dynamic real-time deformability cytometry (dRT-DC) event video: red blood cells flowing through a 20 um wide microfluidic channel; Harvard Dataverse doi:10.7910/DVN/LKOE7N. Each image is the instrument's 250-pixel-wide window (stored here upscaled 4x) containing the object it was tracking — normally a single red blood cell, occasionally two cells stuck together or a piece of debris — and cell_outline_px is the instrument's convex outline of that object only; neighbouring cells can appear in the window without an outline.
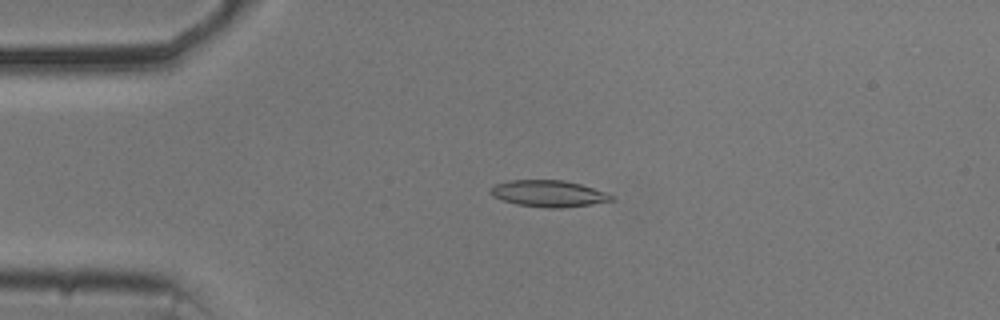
{"species": "common noctule bat (a hibernating species)", "species_latin": "Nyctalus noctula", "temperature_condition": "cold", "stored_images_in_passage": 54, "camera_frame_rate_fps": 3000, "um_per_image_px": 0.085, "animal": {"sex": "male", "body_mass_g": 20.5, "forearm_length_mm": 52.5}, "frame": {"image": 1, "passage_image": 12, "time_ms": 3.667, "image_size_px": [1000, 320], "cell_outline_px": [[616, 200], [592, 204], [560, 208], [548, 208], [516, 204], [492, 196], [488, 192], [496, 184], [508, 180], [564, 180], [580, 184], [604, 192], [612, 196]], "centroid_in_image_um": [46.61, 16.45], "position_along_channel_um": 38.4, "area_um2": 18.55}}
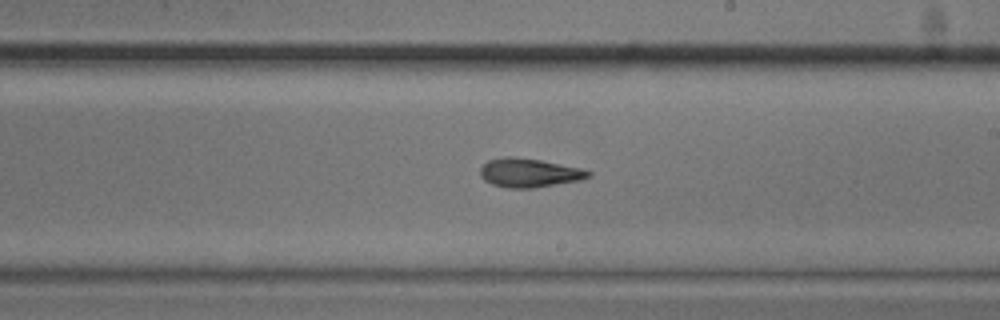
{"frame": {"image": 2, "passage_image": 31, "time_ms": 10.0, "image_size_px": [1000, 320], "cell_outline_px": [[592, 176], [580, 180], [532, 188], [508, 188], [492, 184], [484, 180], [480, 176], [480, 168], [488, 160], [508, 156], [512, 156], [540, 160], [580, 168], [592, 172]], "centroid_in_image_um": [44.96, 14.69], "position_along_channel_um": 244.0, "area_um2": 18.09}}
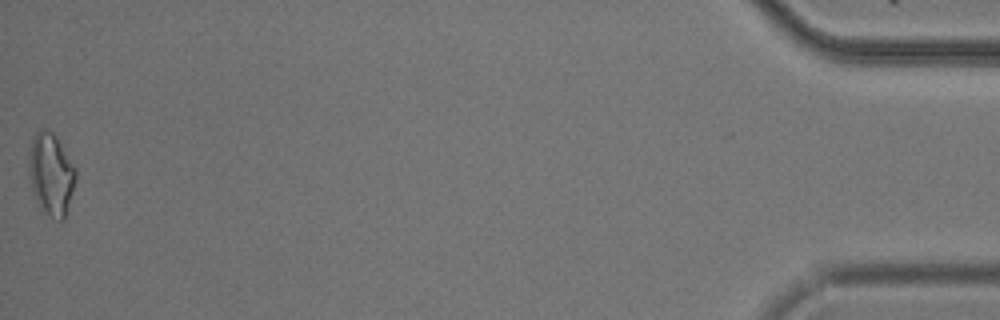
{"frame": {"image": 3, "passage_image": 54, "time_ms": 17.667, "image_size_px": [1000, 320], "cell_outline_px": [[76, 180], [64, 220], [60, 220], [52, 216], [36, 200], [32, 188], [28, 172], [28, 152], [32, 136], [40, 128], [48, 128], [56, 136], [76, 168]], "centroid_in_image_um": [4.33, 14.71], "position_along_channel_um": 430.9, "area_um2": 22.37}, "authors_computed_cell_mechanics": {"area_um2": 18.1781, "velocity_mm_per_s": 3.7026, "shape_relaxation_time_tau1_ms": 3.8642, "shape_relaxation_time_tau2_ms": 4.4827, "deformation_change_tau1": 0.1135, "deformation_change_tau2": 0.1418}}